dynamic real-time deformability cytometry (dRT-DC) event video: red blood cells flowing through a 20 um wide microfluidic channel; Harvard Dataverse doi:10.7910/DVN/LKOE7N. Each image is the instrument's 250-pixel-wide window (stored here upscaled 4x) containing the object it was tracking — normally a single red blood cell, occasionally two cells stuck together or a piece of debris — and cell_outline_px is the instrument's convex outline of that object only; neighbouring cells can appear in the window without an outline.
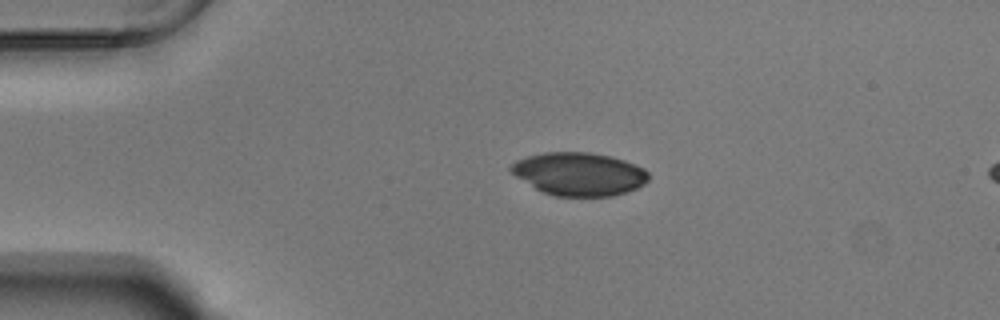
{"species": "Egyptian fruit bat (a non-hibernating species)", "species_latin": "Rousettus aegyptiacus", "temperature_condition": "warm", "stored_images_in_passage": 42, "camera_frame_rate_fps": 3000, "um_per_image_px": 0.085, "animal": {"sex": "male"}, "frame": {"image": 1, "passage_image": 1, "time_ms": 0.0, "image_size_px": [1000, 320], "cell_outline_px": [[648, 180], [644, 184], [636, 188], [612, 196], [556, 196], [544, 192], [536, 188], [516, 176], [508, 168], [516, 160], [528, 156], [544, 152], [592, 152], [612, 156], [624, 160], [644, 168], [648, 172]], "centroid_in_image_um": [49.24, 14.77], "position_along_channel_um": 35.8, "area_um2": 34.39}}
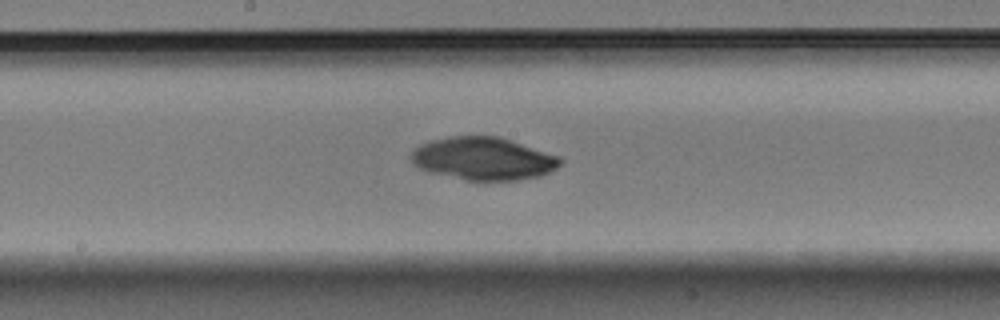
{"frame": {"image": 2, "passage_image": 18, "time_ms": 5.667, "image_size_px": [1000, 320], "cell_outline_px": [[564, 160], [556, 168], [540, 176], [516, 180], [468, 180], [428, 172], [412, 164], [412, 152], [420, 144], [432, 140], [452, 136], [500, 136], [560, 156]], "centroid_in_image_um": [41.1, 13.48], "position_along_channel_um": 207.1, "area_um2": 37.11}}
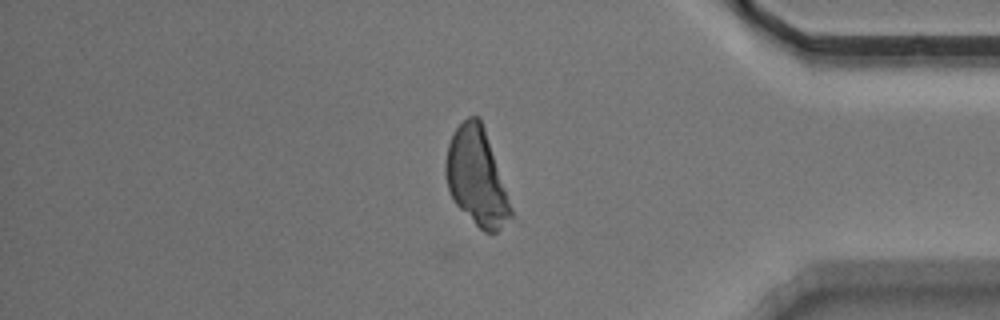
{"frame": {"image": 3, "passage_image": 35, "time_ms": 11.333, "image_size_px": [1000, 320], "cell_outline_px": [[512, 216], [496, 232], [484, 232], [456, 204], [448, 188], [444, 172], [444, 164], [448, 144], [452, 132], [468, 116], [480, 116], [512, 208]], "centroid_in_image_um": [40.48, 15.01], "position_along_channel_um": 394.7, "area_um2": 36.36}}